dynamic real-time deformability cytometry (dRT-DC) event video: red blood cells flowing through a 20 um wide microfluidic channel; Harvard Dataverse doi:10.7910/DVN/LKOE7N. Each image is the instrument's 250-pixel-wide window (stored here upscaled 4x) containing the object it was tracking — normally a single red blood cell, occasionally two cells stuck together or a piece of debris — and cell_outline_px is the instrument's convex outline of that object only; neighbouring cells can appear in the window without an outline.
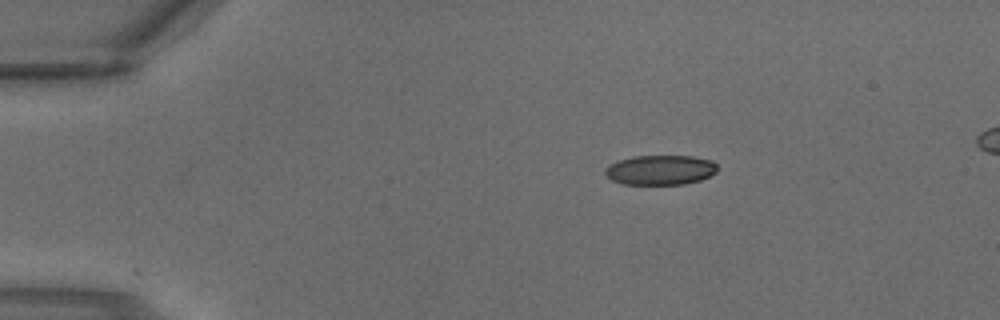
{"species": "common noctule bat (a hibernating species)", "species_latin": "Nyctalus noctula", "temperature_condition": "warm", "stored_images_in_passage": 3, "segment_of_instrument_passage": [1, 2], "camera_frame_rate_fps": 3000, "um_per_image_px": 0.085, "animal": {"sex": "male", "body_mass_g": 18.8}, "frame": {"image": 1, "passage_image": 1, "time_ms": 0.0, "image_size_px": [1000, 320], "cell_outline_px": [[720, 168], [716, 172], [700, 180], [684, 184], [624, 184], [612, 180], [604, 172], [604, 168], [608, 164], [632, 156], [692, 156], [712, 160]], "centroid_in_image_um": [56.14, 14.44], "position_along_channel_um": 28.9, "area_um2": 19.54}}